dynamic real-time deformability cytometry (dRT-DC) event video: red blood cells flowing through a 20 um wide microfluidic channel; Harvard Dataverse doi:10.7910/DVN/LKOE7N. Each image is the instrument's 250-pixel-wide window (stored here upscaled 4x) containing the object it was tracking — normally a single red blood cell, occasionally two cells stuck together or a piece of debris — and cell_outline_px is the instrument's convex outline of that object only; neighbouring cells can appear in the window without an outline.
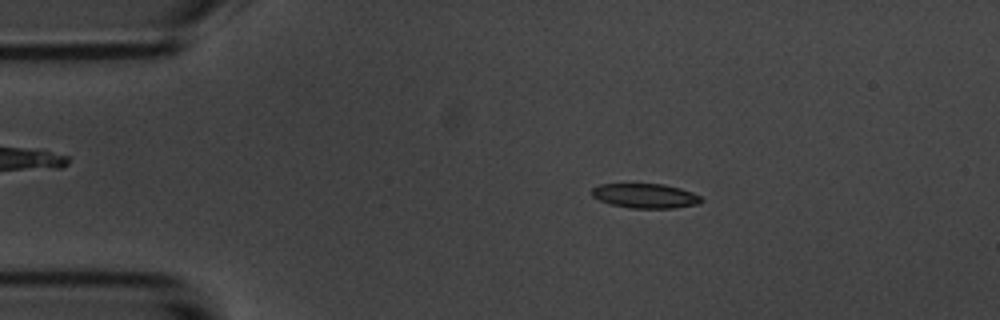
{"species": "common noctule bat (a hibernating species)", "species_latin": "Nyctalus noctula", "temperature_condition": "room temperature", "stored_images_in_passage": 4, "camera_frame_rate_fps": 3000, "um_per_image_px": 0.085, "animal": {"sex": "male", "body_mass_g": 20.1, "forearm_length_mm": 53.5}, "frame": {"image": 1, "passage_image": 1, "time_ms": 0.0, "image_size_px": [1000, 320], "cell_outline_px": [[704, 200], [700, 204], [672, 208], [632, 208], [612, 204], [600, 200], [592, 196], [592, 188], [600, 184], [664, 184], [680, 188], [692, 192], [700, 196]], "centroid_in_image_um": [54.89, 16.64], "position_along_channel_um": 30.1, "area_um2": 15.61}}
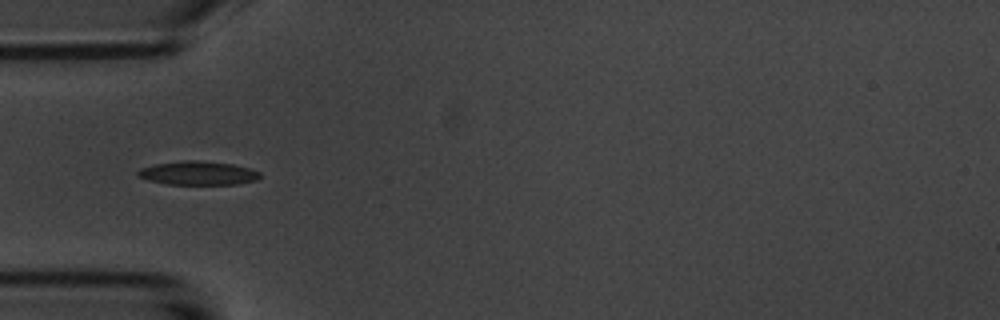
{"frame": {"image": 2, "passage_image": 3, "time_ms": 2.333, "image_size_px": [1000, 320], "cell_outline_px": [[260, 176], [256, 180], [236, 184], [168, 184], [148, 180], [136, 176], [136, 172], [140, 168], [156, 164], [180, 160], [196, 160], [232, 164], [248, 168], [260, 172]], "centroid_in_image_um": [16.79, 14.71], "position_along_channel_um": 68.2, "area_um2": 16.82}}
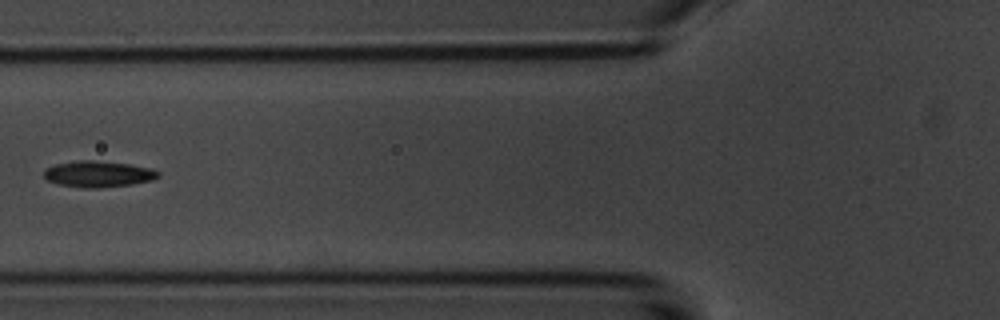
{"frame": {"image": 3, "passage_image": 4, "time_ms": 3.667, "image_size_px": [1000, 320], "cell_outline_px": [[160, 176], [152, 180], [132, 184], [96, 188], [84, 188], [60, 184], [48, 180], [44, 176], [44, 168], [56, 164], [80, 160], [92, 160], [128, 164], [148, 168], [160, 172]], "centroid_in_image_um": [8.34, 14.79], "position_along_channel_um": 117.5, "area_um2": 17.22}}